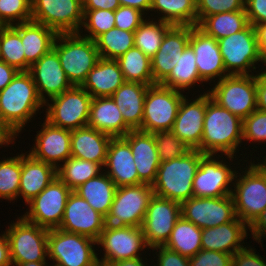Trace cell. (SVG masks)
I'll list each match as a JSON object with an SVG mask.
<instances>
[{"mask_svg":"<svg viewBox=\"0 0 266 266\" xmlns=\"http://www.w3.org/2000/svg\"><path fill=\"white\" fill-rule=\"evenodd\" d=\"M242 141L243 120L220 107L207 92L201 152L214 155L221 152V155L224 153L233 161L234 153Z\"/></svg>","mask_w":266,"mask_h":266,"instance_id":"1","label":"cell"},{"mask_svg":"<svg viewBox=\"0 0 266 266\" xmlns=\"http://www.w3.org/2000/svg\"><path fill=\"white\" fill-rule=\"evenodd\" d=\"M44 105L29 71H18L0 91V117L16 137Z\"/></svg>","mask_w":266,"mask_h":266,"instance_id":"2","label":"cell"},{"mask_svg":"<svg viewBox=\"0 0 266 266\" xmlns=\"http://www.w3.org/2000/svg\"><path fill=\"white\" fill-rule=\"evenodd\" d=\"M197 149H191L182 157L160 162L155 182L154 195L182 203L193 197V179L204 156Z\"/></svg>","mask_w":266,"mask_h":266,"instance_id":"3","label":"cell"},{"mask_svg":"<svg viewBox=\"0 0 266 266\" xmlns=\"http://www.w3.org/2000/svg\"><path fill=\"white\" fill-rule=\"evenodd\" d=\"M53 49L57 52L67 79L75 86L83 84L101 58L95 41L80 33H58Z\"/></svg>","mask_w":266,"mask_h":266,"instance_id":"4","label":"cell"},{"mask_svg":"<svg viewBox=\"0 0 266 266\" xmlns=\"http://www.w3.org/2000/svg\"><path fill=\"white\" fill-rule=\"evenodd\" d=\"M250 163L239 179L236 173L231 193L237 217L248 226L266 208V158L263 163Z\"/></svg>","mask_w":266,"mask_h":266,"instance_id":"5","label":"cell"},{"mask_svg":"<svg viewBox=\"0 0 266 266\" xmlns=\"http://www.w3.org/2000/svg\"><path fill=\"white\" fill-rule=\"evenodd\" d=\"M208 93L220 107L244 120L257 109L256 75H229Z\"/></svg>","mask_w":266,"mask_h":266,"instance_id":"6","label":"cell"},{"mask_svg":"<svg viewBox=\"0 0 266 266\" xmlns=\"http://www.w3.org/2000/svg\"><path fill=\"white\" fill-rule=\"evenodd\" d=\"M92 99L81 86L73 85L62 94L50 98L52 104L45 103V120L55 127L70 131L85 127L88 124Z\"/></svg>","mask_w":266,"mask_h":266,"instance_id":"7","label":"cell"},{"mask_svg":"<svg viewBox=\"0 0 266 266\" xmlns=\"http://www.w3.org/2000/svg\"><path fill=\"white\" fill-rule=\"evenodd\" d=\"M224 68L229 75H249L256 69L260 56L255 28L248 24L243 30L218 40ZM251 68V69H250ZM250 71H249V70Z\"/></svg>","mask_w":266,"mask_h":266,"instance_id":"8","label":"cell"},{"mask_svg":"<svg viewBox=\"0 0 266 266\" xmlns=\"http://www.w3.org/2000/svg\"><path fill=\"white\" fill-rule=\"evenodd\" d=\"M18 219L5 231L11 263L46 261L49 230L28 222L23 217Z\"/></svg>","mask_w":266,"mask_h":266,"instance_id":"9","label":"cell"},{"mask_svg":"<svg viewBox=\"0 0 266 266\" xmlns=\"http://www.w3.org/2000/svg\"><path fill=\"white\" fill-rule=\"evenodd\" d=\"M96 241L59 228L48 232V257L54 266H96L98 254L94 247Z\"/></svg>","mask_w":266,"mask_h":266,"instance_id":"10","label":"cell"},{"mask_svg":"<svg viewBox=\"0 0 266 266\" xmlns=\"http://www.w3.org/2000/svg\"><path fill=\"white\" fill-rule=\"evenodd\" d=\"M181 92L161 84L149 86L144 100L142 125L138 130L149 133L171 130L184 97Z\"/></svg>","mask_w":266,"mask_h":266,"instance_id":"11","label":"cell"},{"mask_svg":"<svg viewBox=\"0 0 266 266\" xmlns=\"http://www.w3.org/2000/svg\"><path fill=\"white\" fill-rule=\"evenodd\" d=\"M153 195L152 185L145 183L117 187L105 224L141 227Z\"/></svg>","mask_w":266,"mask_h":266,"instance_id":"12","label":"cell"},{"mask_svg":"<svg viewBox=\"0 0 266 266\" xmlns=\"http://www.w3.org/2000/svg\"><path fill=\"white\" fill-rule=\"evenodd\" d=\"M83 14L79 0H31V20L57 33H79Z\"/></svg>","mask_w":266,"mask_h":266,"instance_id":"13","label":"cell"},{"mask_svg":"<svg viewBox=\"0 0 266 266\" xmlns=\"http://www.w3.org/2000/svg\"><path fill=\"white\" fill-rule=\"evenodd\" d=\"M71 192L63 181L55 177L39 195L27 203L29 211L22 217L48 230L59 228Z\"/></svg>","mask_w":266,"mask_h":266,"instance_id":"14","label":"cell"},{"mask_svg":"<svg viewBox=\"0 0 266 266\" xmlns=\"http://www.w3.org/2000/svg\"><path fill=\"white\" fill-rule=\"evenodd\" d=\"M105 251L99 262L110 264L120 260L140 257L139 250L147 248L141 227L113 226L106 224L96 241Z\"/></svg>","mask_w":266,"mask_h":266,"instance_id":"15","label":"cell"},{"mask_svg":"<svg viewBox=\"0 0 266 266\" xmlns=\"http://www.w3.org/2000/svg\"><path fill=\"white\" fill-rule=\"evenodd\" d=\"M182 217L197 227L211 228L236 220L231 195L224 197H191L181 203Z\"/></svg>","mask_w":266,"mask_h":266,"instance_id":"16","label":"cell"},{"mask_svg":"<svg viewBox=\"0 0 266 266\" xmlns=\"http://www.w3.org/2000/svg\"><path fill=\"white\" fill-rule=\"evenodd\" d=\"M181 216V203L153 195L141 225L147 249L164 246Z\"/></svg>","mask_w":266,"mask_h":266,"instance_id":"17","label":"cell"},{"mask_svg":"<svg viewBox=\"0 0 266 266\" xmlns=\"http://www.w3.org/2000/svg\"><path fill=\"white\" fill-rule=\"evenodd\" d=\"M214 154H205L199 164V168L194 176L193 196L194 197H224L231 195L229 187L234 181L236 171L214 158ZM230 185V186H229Z\"/></svg>","mask_w":266,"mask_h":266,"instance_id":"18","label":"cell"},{"mask_svg":"<svg viewBox=\"0 0 266 266\" xmlns=\"http://www.w3.org/2000/svg\"><path fill=\"white\" fill-rule=\"evenodd\" d=\"M105 217L72 191L68 196L59 229L89 237L95 241L105 227Z\"/></svg>","mask_w":266,"mask_h":266,"instance_id":"19","label":"cell"},{"mask_svg":"<svg viewBox=\"0 0 266 266\" xmlns=\"http://www.w3.org/2000/svg\"><path fill=\"white\" fill-rule=\"evenodd\" d=\"M191 26L172 25L165 33L157 53L151 58V70L154 84H161L172 72L189 45Z\"/></svg>","mask_w":266,"mask_h":266,"instance_id":"20","label":"cell"},{"mask_svg":"<svg viewBox=\"0 0 266 266\" xmlns=\"http://www.w3.org/2000/svg\"><path fill=\"white\" fill-rule=\"evenodd\" d=\"M29 72L37 87L39 97L44 103L48 98L60 95L73 86L67 79L57 52L53 48L34 62ZM44 93L47 94V99Z\"/></svg>","mask_w":266,"mask_h":266,"instance_id":"21","label":"cell"},{"mask_svg":"<svg viewBox=\"0 0 266 266\" xmlns=\"http://www.w3.org/2000/svg\"><path fill=\"white\" fill-rule=\"evenodd\" d=\"M42 129L36 135V145L29 154L36 160L54 166L71 157V131L43 122ZM58 164V165H57Z\"/></svg>","mask_w":266,"mask_h":266,"instance_id":"22","label":"cell"},{"mask_svg":"<svg viewBox=\"0 0 266 266\" xmlns=\"http://www.w3.org/2000/svg\"><path fill=\"white\" fill-rule=\"evenodd\" d=\"M206 92L189 102L184 96L171 131L191 149L201 152Z\"/></svg>","mask_w":266,"mask_h":266,"instance_id":"23","label":"cell"},{"mask_svg":"<svg viewBox=\"0 0 266 266\" xmlns=\"http://www.w3.org/2000/svg\"><path fill=\"white\" fill-rule=\"evenodd\" d=\"M189 45L194 50L198 73L204 82L229 76L224 68L218 40L206 35L197 26H191Z\"/></svg>","mask_w":266,"mask_h":266,"instance_id":"24","label":"cell"},{"mask_svg":"<svg viewBox=\"0 0 266 266\" xmlns=\"http://www.w3.org/2000/svg\"><path fill=\"white\" fill-rule=\"evenodd\" d=\"M104 167L108 168V171H103L116 187L142 184L130 145L123 137L110 140Z\"/></svg>","mask_w":266,"mask_h":266,"instance_id":"25","label":"cell"},{"mask_svg":"<svg viewBox=\"0 0 266 266\" xmlns=\"http://www.w3.org/2000/svg\"><path fill=\"white\" fill-rule=\"evenodd\" d=\"M123 138L130 145L139 180L142 183L152 185L160 166L153 134L137 129L130 130Z\"/></svg>","mask_w":266,"mask_h":266,"instance_id":"26","label":"cell"},{"mask_svg":"<svg viewBox=\"0 0 266 266\" xmlns=\"http://www.w3.org/2000/svg\"><path fill=\"white\" fill-rule=\"evenodd\" d=\"M245 222L237 218L234 221L202 229L201 248L234 255L244 248L241 244L247 237Z\"/></svg>","mask_w":266,"mask_h":266,"instance_id":"27","label":"cell"},{"mask_svg":"<svg viewBox=\"0 0 266 266\" xmlns=\"http://www.w3.org/2000/svg\"><path fill=\"white\" fill-rule=\"evenodd\" d=\"M12 27L20 34L25 54V71H29L34 62L53 48L58 33L32 20Z\"/></svg>","mask_w":266,"mask_h":266,"instance_id":"28","label":"cell"},{"mask_svg":"<svg viewBox=\"0 0 266 266\" xmlns=\"http://www.w3.org/2000/svg\"><path fill=\"white\" fill-rule=\"evenodd\" d=\"M87 126L112 138L123 137L132 130L122 117L112 97H94Z\"/></svg>","mask_w":266,"mask_h":266,"instance_id":"29","label":"cell"},{"mask_svg":"<svg viewBox=\"0 0 266 266\" xmlns=\"http://www.w3.org/2000/svg\"><path fill=\"white\" fill-rule=\"evenodd\" d=\"M111 136L85 126L71 131V157L105 164Z\"/></svg>","mask_w":266,"mask_h":266,"instance_id":"30","label":"cell"},{"mask_svg":"<svg viewBox=\"0 0 266 266\" xmlns=\"http://www.w3.org/2000/svg\"><path fill=\"white\" fill-rule=\"evenodd\" d=\"M57 177L56 168L34 159L29 153L21 154V176L18 196L26 203L39 195Z\"/></svg>","mask_w":266,"mask_h":266,"instance_id":"31","label":"cell"},{"mask_svg":"<svg viewBox=\"0 0 266 266\" xmlns=\"http://www.w3.org/2000/svg\"><path fill=\"white\" fill-rule=\"evenodd\" d=\"M124 82L118 61L100 58L94 68L88 73L81 87L92 98L111 97Z\"/></svg>","mask_w":266,"mask_h":266,"instance_id":"32","label":"cell"},{"mask_svg":"<svg viewBox=\"0 0 266 266\" xmlns=\"http://www.w3.org/2000/svg\"><path fill=\"white\" fill-rule=\"evenodd\" d=\"M148 87L149 85L139 82H124L111 96L124 122L132 130H137L142 125L144 100Z\"/></svg>","mask_w":266,"mask_h":266,"instance_id":"33","label":"cell"},{"mask_svg":"<svg viewBox=\"0 0 266 266\" xmlns=\"http://www.w3.org/2000/svg\"><path fill=\"white\" fill-rule=\"evenodd\" d=\"M117 187L115 183L104 173L89 179L74 190L80 197L105 218L109 214Z\"/></svg>","mask_w":266,"mask_h":266,"instance_id":"34","label":"cell"},{"mask_svg":"<svg viewBox=\"0 0 266 266\" xmlns=\"http://www.w3.org/2000/svg\"><path fill=\"white\" fill-rule=\"evenodd\" d=\"M249 24L246 11L217 13L206 16L197 27L216 40L243 30Z\"/></svg>","mask_w":266,"mask_h":266,"instance_id":"35","label":"cell"},{"mask_svg":"<svg viewBox=\"0 0 266 266\" xmlns=\"http://www.w3.org/2000/svg\"><path fill=\"white\" fill-rule=\"evenodd\" d=\"M201 235V228L181 216L164 246L190 258L202 249Z\"/></svg>","mask_w":266,"mask_h":266,"instance_id":"36","label":"cell"},{"mask_svg":"<svg viewBox=\"0 0 266 266\" xmlns=\"http://www.w3.org/2000/svg\"><path fill=\"white\" fill-rule=\"evenodd\" d=\"M203 83L200 78L198 68L195 62V53L188 45L179 57L178 62L172 69L170 75L161 83L162 86L179 91L191 88L196 83Z\"/></svg>","mask_w":266,"mask_h":266,"instance_id":"37","label":"cell"},{"mask_svg":"<svg viewBox=\"0 0 266 266\" xmlns=\"http://www.w3.org/2000/svg\"><path fill=\"white\" fill-rule=\"evenodd\" d=\"M160 11L161 21L172 25L197 26L196 0H151V9Z\"/></svg>","mask_w":266,"mask_h":266,"instance_id":"38","label":"cell"},{"mask_svg":"<svg viewBox=\"0 0 266 266\" xmlns=\"http://www.w3.org/2000/svg\"><path fill=\"white\" fill-rule=\"evenodd\" d=\"M125 82L154 85L151 59L139 48L132 47L117 59Z\"/></svg>","mask_w":266,"mask_h":266,"instance_id":"39","label":"cell"},{"mask_svg":"<svg viewBox=\"0 0 266 266\" xmlns=\"http://www.w3.org/2000/svg\"><path fill=\"white\" fill-rule=\"evenodd\" d=\"M64 164L57 167V177L72 191L83 183L100 174L102 166L98 163L70 157Z\"/></svg>","mask_w":266,"mask_h":266,"instance_id":"40","label":"cell"},{"mask_svg":"<svg viewBox=\"0 0 266 266\" xmlns=\"http://www.w3.org/2000/svg\"><path fill=\"white\" fill-rule=\"evenodd\" d=\"M171 26V23L160 19L158 22L145 19L134 32V46L151 59L157 53L166 31Z\"/></svg>","mask_w":266,"mask_h":266,"instance_id":"41","label":"cell"},{"mask_svg":"<svg viewBox=\"0 0 266 266\" xmlns=\"http://www.w3.org/2000/svg\"><path fill=\"white\" fill-rule=\"evenodd\" d=\"M94 41L101 58L117 60L134 47V32L114 27Z\"/></svg>","mask_w":266,"mask_h":266,"instance_id":"42","label":"cell"},{"mask_svg":"<svg viewBox=\"0 0 266 266\" xmlns=\"http://www.w3.org/2000/svg\"><path fill=\"white\" fill-rule=\"evenodd\" d=\"M1 60L17 71H25V54L20 34L12 26L0 30Z\"/></svg>","mask_w":266,"mask_h":266,"instance_id":"43","label":"cell"},{"mask_svg":"<svg viewBox=\"0 0 266 266\" xmlns=\"http://www.w3.org/2000/svg\"><path fill=\"white\" fill-rule=\"evenodd\" d=\"M21 176V154L0 161V198L16 200Z\"/></svg>","mask_w":266,"mask_h":266,"instance_id":"44","label":"cell"},{"mask_svg":"<svg viewBox=\"0 0 266 266\" xmlns=\"http://www.w3.org/2000/svg\"><path fill=\"white\" fill-rule=\"evenodd\" d=\"M81 27L89 33L83 37L95 40L101 34L115 27V11L106 9L83 10Z\"/></svg>","mask_w":266,"mask_h":266,"instance_id":"45","label":"cell"},{"mask_svg":"<svg viewBox=\"0 0 266 266\" xmlns=\"http://www.w3.org/2000/svg\"><path fill=\"white\" fill-rule=\"evenodd\" d=\"M152 134L156 142L160 162L182 157L191 150L171 130L157 131Z\"/></svg>","mask_w":266,"mask_h":266,"instance_id":"46","label":"cell"},{"mask_svg":"<svg viewBox=\"0 0 266 266\" xmlns=\"http://www.w3.org/2000/svg\"><path fill=\"white\" fill-rule=\"evenodd\" d=\"M29 21H31V0H0V22L3 26Z\"/></svg>","mask_w":266,"mask_h":266,"instance_id":"47","label":"cell"},{"mask_svg":"<svg viewBox=\"0 0 266 266\" xmlns=\"http://www.w3.org/2000/svg\"><path fill=\"white\" fill-rule=\"evenodd\" d=\"M197 25L217 13L245 10V0H196Z\"/></svg>","mask_w":266,"mask_h":266,"instance_id":"48","label":"cell"},{"mask_svg":"<svg viewBox=\"0 0 266 266\" xmlns=\"http://www.w3.org/2000/svg\"><path fill=\"white\" fill-rule=\"evenodd\" d=\"M266 141V112L256 109L243 120V140Z\"/></svg>","mask_w":266,"mask_h":266,"instance_id":"49","label":"cell"},{"mask_svg":"<svg viewBox=\"0 0 266 266\" xmlns=\"http://www.w3.org/2000/svg\"><path fill=\"white\" fill-rule=\"evenodd\" d=\"M143 15L145 13L136 8L120 5L115 10V27L128 32H135L144 21Z\"/></svg>","mask_w":266,"mask_h":266,"instance_id":"50","label":"cell"},{"mask_svg":"<svg viewBox=\"0 0 266 266\" xmlns=\"http://www.w3.org/2000/svg\"><path fill=\"white\" fill-rule=\"evenodd\" d=\"M232 254L201 249L189 258L190 266H232Z\"/></svg>","mask_w":266,"mask_h":266,"instance_id":"51","label":"cell"},{"mask_svg":"<svg viewBox=\"0 0 266 266\" xmlns=\"http://www.w3.org/2000/svg\"><path fill=\"white\" fill-rule=\"evenodd\" d=\"M158 250L157 266H190L189 258L173 251L165 246H157L152 250ZM155 266V265H154Z\"/></svg>","mask_w":266,"mask_h":266,"instance_id":"52","label":"cell"},{"mask_svg":"<svg viewBox=\"0 0 266 266\" xmlns=\"http://www.w3.org/2000/svg\"><path fill=\"white\" fill-rule=\"evenodd\" d=\"M245 11L249 24L266 23V0H245Z\"/></svg>","mask_w":266,"mask_h":266,"instance_id":"53","label":"cell"},{"mask_svg":"<svg viewBox=\"0 0 266 266\" xmlns=\"http://www.w3.org/2000/svg\"><path fill=\"white\" fill-rule=\"evenodd\" d=\"M255 249L244 247L232 258V266H266L265 258L256 254Z\"/></svg>","mask_w":266,"mask_h":266,"instance_id":"54","label":"cell"},{"mask_svg":"<svg viewBox=\"0 0 266 266\" xmlns=\"http://www.w3.org/2000/svg\"><path fill=\"white\" fill-rule=\"evenodd\" d=\"M257 109L266 112V71L256 75Z\"/></svg>","mask_w":266,"mask_h":266,"instance_id":"55","label":"cell"},{"mask_svg":"<svg viewBox=\"0 0 266 266\" xmlns=\"http://www.w3.org/2000/svg\"><path fill=\"white\" fill-rule=\"evenodd\" d=\"M252 233L253 240L256 242H262V237L266 236V208L263 212L254 220V222L248 227ZM266 238V237H265Z\"/></svg>","mask_w":266,"mask_h":266,"instance_id":"56","label":"cell"},{"mask_svg":"<svg viewBox=\"0 0 266 266\" xmlns=\"http://www.w3.org/2000/svg\"><path fill=\"white\" fill-rule=\"evenodd\" d=\"M119 6V0H85L83 2V10L106 9L115 11Z\"/></svg>","mask_w":266,"mask_h":266,"instance_id":"57","label":"cell"},{"mask_svg":"<svg viewBox=\"0 0 266 266\" xmlns=\"http://www.w3.org/2000/svg\"><path fill=\"white\" fill-rule=\"evenodd\" d=\"M18 71L4 61H0V91H2L14 78Z\"/></svg>","mask_w":266,"mask_h":266,"instance_id":"58","label":"cell"},{"mask_svg":"<svg viewBox=\"0 0 266 266\" xmlns=\"http://www.w3.org/2000/svg\"><path fill=\"white\" fill-rule=\"evenodd\" d=\"M254 28L256 31L260 56L266 62V23L255 25Z\"/></svg>","mask_w":266,"mask_h":266,"instance_id":"59","label":"cell"},{"mask_svg":"<svg viewBox=\"0 0 266 266\" xmlns=\"http://www.w3.org/2000/svg\"><path fill=\"white\" fill-rule=\"evenodd\" d=\"M0 266H12L6 232L0 236Z\"/></svg>","mask_w":266,"mask_h":266,"instance_id":"60","label":"cell"},{"mask_svg":"<svg viewBox=\"0 0 266 266\" xmlns=\"http://www.w3.org/2000/svg\"><path fill=\"white\" fill-rule=\"evenodd\" d=\"M119 3L121 6L136 8L143 13L151 9V0H119Z\"/></svg>","mask_w":266,"mask_h":266,"instance_id":"61","label":"cell"},{"mask_svg":"<svg viewBox=\"0 0 266 266\" xmlns=\"http://www.w3.org/2000/svg\"><path fill=\"white\" fill-rule=\"evenodd\" d=\"M16 135L11 131V129L4 123L0 117V146L7 144V146L12 143L16 138Z\"/></svg>","mask_w":266,"mask_h":266,"instance_id":"62","label":"cell"},{"mask_svg":"<svg viewBox=\"0 0 266 266\" xmlns=\"http://www.w3.org/2000/svg\"><path fill=\"white\" fill-rule=\"evenodd\" d=\"M143 261V262H142ZM111 266H145L144 260L142 257L135 259L120 260L114 263H110Z\"/></svg>","mask_w":266,"mask_h":266,"instance_id":"63","label":"cell"},{"mask_svg":"<svg viewBox=\"0 0 266 266\" xmlns=\"http://www.w3.org/2000/svg\"><path fill=\"white\" fill-rule=\"evenodd\" d=\"M12 265H16V266H47V263H46V261H39V262H28V263H12Z\"/></svg>","mask_w":266,"mask_h":266,"instance_id":"64","label":"cell"},{"mask_svg":"<svg viewBox=\"0 0 266 266\" xmlns=\"http://www.w3.org/2000/svg\"><path fill=\"white\" fill-rule=\"evenodd\" d=\"M96 266H111L110 264L102 263V262H97Z\"/></svg>","mask_w":266,"mask_h":266,"instance_id":"65","label":"cell"},{"mask_svg":"<svg viewBox=\"0 0 266 266\" xmlns=\"http://www.w3.org/2000/svg\"><path fill=\"white\" fill-rule=\"evenodd\" d=\"M3 27H4L3 24L0 22V30H1Z\"/></svg>","mask_w":266,"mask_h":266,"instance_id":"66","label":"cell"}]
</instances>
